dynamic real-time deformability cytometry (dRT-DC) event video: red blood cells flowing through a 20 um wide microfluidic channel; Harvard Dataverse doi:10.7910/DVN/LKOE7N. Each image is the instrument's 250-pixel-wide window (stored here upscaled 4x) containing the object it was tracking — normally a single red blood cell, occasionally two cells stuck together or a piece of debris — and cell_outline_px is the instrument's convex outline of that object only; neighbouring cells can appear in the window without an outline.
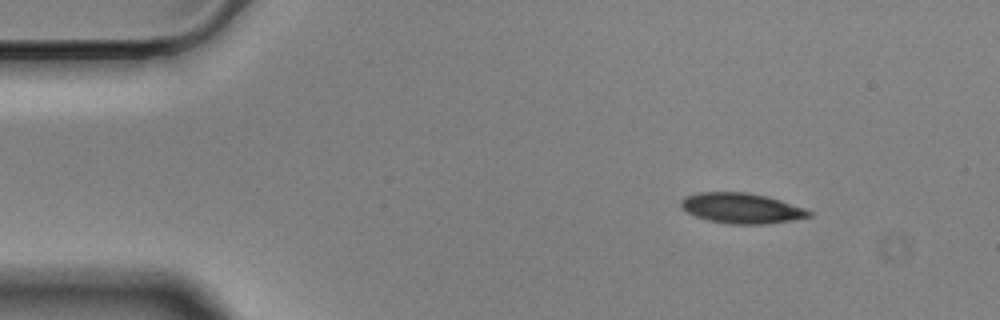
{"species": "Egyptian fruit bat (a non-hibernating species)", "species_latin": "Rousettus aegyptiacus", "temperature_condition": "cold", "stored_images_in_passage": 50, "camera_frame_rate_fps": 3000, "um_per_image_px": 0.085, "animal": {"sex": "male"}, "frame": {"image": 1, "passage_image": 1, "time_ms": 0.0, "image_size_px": [1000, 320], "cell_outline_px": [[812, 216], [792, 220], [768, 224], [732, 224], [708, 220], [696, 216], [688, 212], [680, 204], [680, 200], [684, 196], [700, 192], [748, 192], [768, 196], [804, 208], [812, 212]], "centroid_in_image_um": [63.04, 17.69], "position_along_channel_um": 22.0, "area_um2": 22.6}}
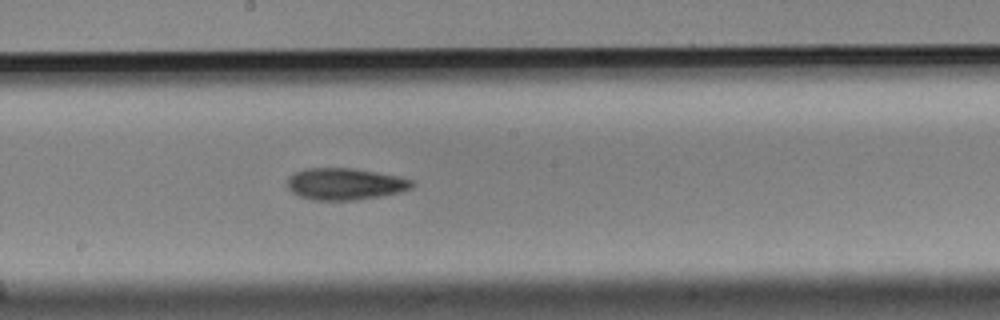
{"frame": {"image": 2, "passage_image": 24, "time_ms": 7.667, "image_size_px": [1000, 320], "cell_outline_px": [[416, 184], [412, 188], [400, 192], [380, 196], [356, 200], [312, 200], [300, 196], [292, 192], [288, 188], [288, 176], [296, 172], [308, 168], [352, 168], [396, 176], [416, 180]], "centroid_in_image_um": [29.35, 15.64], "position_along_channel_um": 218.8, "area_um2": 23.06}}
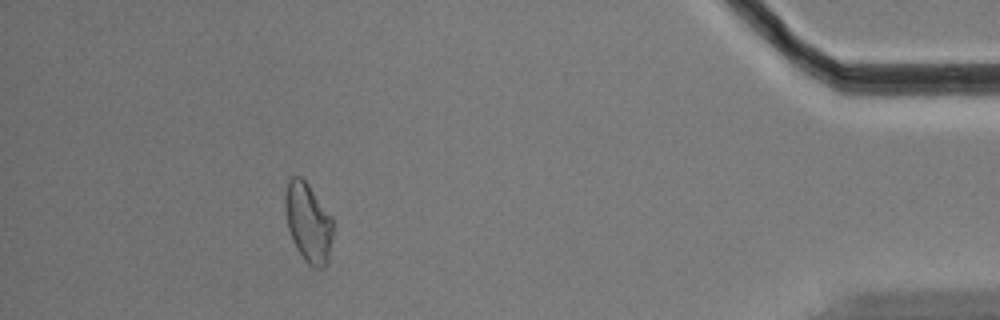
{"frame": {"image": 3, "passage_image": 45, "time_ms": 14.667, "image_size_px": [1000, 320], "cell_outline_px": [[332, 236], [328, 264], [324, 268], [316, 268], [308, 264], [304, 260], [296, 248], [292, 240], [288, 228], [284, 208], [284, 192], [288, 180], [292, 176], [300, 176], [308, 184], [332, 216]], "centroid_in_image_um": [26.18, 18.92], "position_along_channel_um": 409.0, "area_um2": 22.37}, "authors_computed_cell_mechanics": {"area_um2": 22.5131, "velocity_mm_per_s": 3.5129, "shape_relaxation_time_tau1_ms": 5.0981, "shape_relaxation_time_tau2_ms": null, "deformation_change_tau1": 0.1087, "deformation_change_tau2": null}}